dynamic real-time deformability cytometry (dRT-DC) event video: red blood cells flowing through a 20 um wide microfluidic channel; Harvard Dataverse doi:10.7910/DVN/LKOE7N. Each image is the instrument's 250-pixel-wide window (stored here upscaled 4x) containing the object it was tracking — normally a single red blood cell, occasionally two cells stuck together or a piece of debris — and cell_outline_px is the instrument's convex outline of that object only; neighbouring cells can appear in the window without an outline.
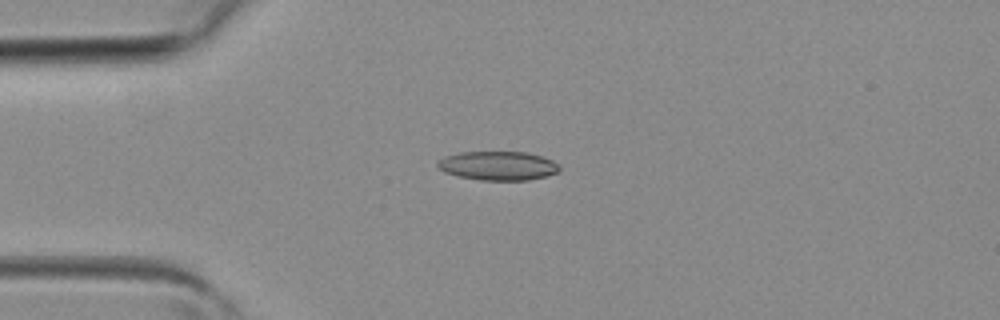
{"species": "common noctule bat (a hibernating species)", "species_latin": "Nyctalus noctula", "temperature_condition": "room temperature", "stored_images_in_passage": 2, "camera_frame_rate_fps": 3000, "um_per_image_px": 0.085, "animal": {"sex": "female", "body_mass_g": 19.3, "forearm_length_mm": 54.1}, "frame": {"image": 1, "passage_image": 2, "time_ms": 0.333, "image_size_px": [1000, 320], "cell_outline_px": [[560, 168], [556, 172], [548, 176], [528, 180], [480, 180], [460, 176], [444, 172], [436, 164], [436, 160], [444, 156], [460, 152], [528, 152], [552, 160], [560, 164]], "centroid_in_image_um": [42.33, 14.08], "position_along_channel_um": 42.7, "area_um2": 20.63}}